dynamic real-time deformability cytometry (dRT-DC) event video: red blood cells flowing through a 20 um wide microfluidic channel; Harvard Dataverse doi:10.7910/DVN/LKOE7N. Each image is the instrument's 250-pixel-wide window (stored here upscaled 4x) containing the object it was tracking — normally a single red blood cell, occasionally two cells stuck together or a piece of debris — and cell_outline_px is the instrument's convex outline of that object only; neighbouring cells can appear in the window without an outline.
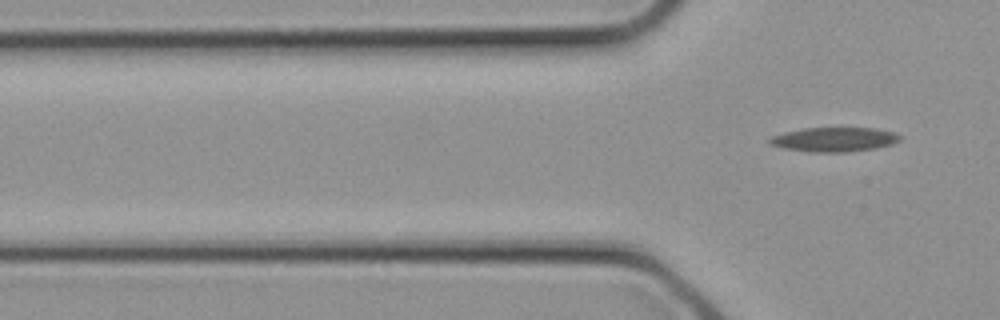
{"species": "common noctule bat (a hibernating species)", "species_latin": "Nyctalus noctula", "temperature_condition": "cold", "stored_images_in_passage": 5, "camera_frame_rate_fps": 3000, "um_per_image_px": 0.085, "animal": {"sex": "female", "body_mass_g": 21.9}, "frame": {"image": 1, "passage_image": 5, "time_ms": 1.333, "image_size_px": [1000, 320], "cell_outline_px": [[900, 140], [892, 144], [876, 148], [844, 152], [812, 152], [784, 148], [768, 144], [768, 140], [772, 136], [784, 132], [804, 128], [876, 128], [892, 132], [900, 136]], "centroid_in_image_um": [70.88, 11.85], "position_along_channel_um": 54.9, "area_um2": 18.38}}